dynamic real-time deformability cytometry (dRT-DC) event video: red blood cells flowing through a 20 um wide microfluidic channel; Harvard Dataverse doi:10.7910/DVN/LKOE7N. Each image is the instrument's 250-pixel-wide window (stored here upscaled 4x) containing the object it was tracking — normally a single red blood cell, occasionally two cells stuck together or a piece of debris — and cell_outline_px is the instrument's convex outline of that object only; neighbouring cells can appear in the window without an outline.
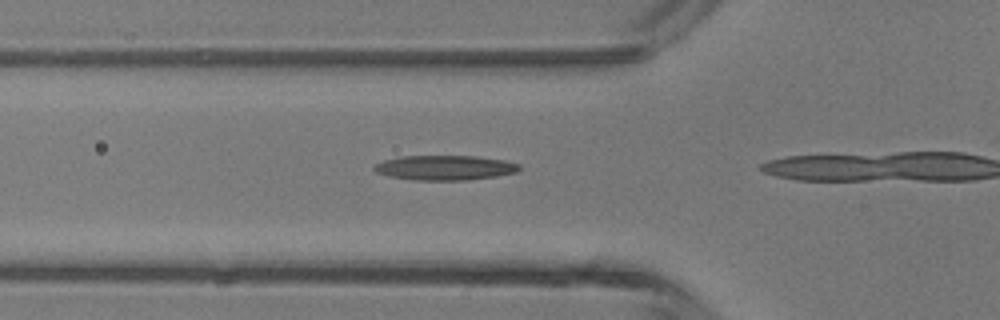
{"species": "common noctule bat (a hibernating species)", "species_latin": "Nyctalus noctula", "temperature_condition": "room temperature", "stored_images_in_passage": 5, "camera_frame_rate_fps": 3000, "um_per_image_px": 0.085, "animal": {"sex": "male", "body_mass_g": 13.3}, "frame": {"image": 1, "passage_image": 2, "time_ms": 0.333, "image_size_px": [1000, 320], "cell_outline_px": [[520, 168], [516, 172], [496, 176], [468, 180], [412, 180], [388, 176], [376, 172], [372, 168], [376, 164], [384, 160], [400, 156], [480, 156], [504, 160], [520, 164]], "centroid_in_image_um": [37.81, 14.25], "position_along_channel_um": 88.0, "area_um2": 21.04}}
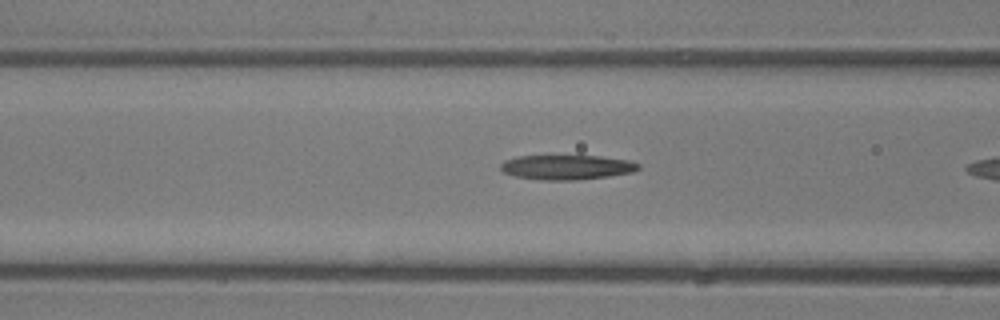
{"frame": {"image": 2, "passage_image": 4, "time_ms": 1.0, "image_size_px": [1000, 320], "cell_outline_px": [[640, 168], [632, 172], [608, 176], [576, 180], [540, 180], [516, 176], [504, 172], [500, 168], [500, 164], [504, 160], [516, 156], [600, 156], [628, 160], [640, 164]], "centroid_in_image_um": [48.16, 14.21], "position_along_channel_um": 118.4, "area_um2": 19.77}}